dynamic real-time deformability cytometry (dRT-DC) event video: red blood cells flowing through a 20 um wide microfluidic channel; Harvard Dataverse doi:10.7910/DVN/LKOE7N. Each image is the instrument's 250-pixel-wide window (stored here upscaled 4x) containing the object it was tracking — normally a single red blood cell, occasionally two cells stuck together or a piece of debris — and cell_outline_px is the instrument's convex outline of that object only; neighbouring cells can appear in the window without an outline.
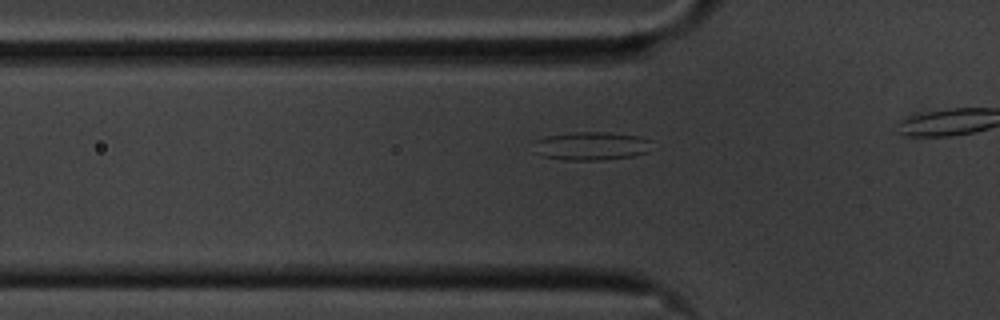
{"species": "common noctule bat (a hibernating species)", "species_latin": "Nyctalus noctula", "temperature_condition": "cold", "stored_images_in_passage": 16, "camera_frame_rate_fps": 3000, "um_per_image_px": 0.085, "animal": {"sex": "male", "body_mass_g": 20.1, "forearm_length_mm": 53.5}, "frame": {"image": 1, "passage_image": 10, "time_ms": 3.0, "image_size_px": [1000, 320], "cell_outline_px": [[652, 140], [648, 152], [632, 156], [604, 160], [564, 160], [544, 156], [532, 152], [536, 140], [548, 136], [576, 132], [612, 132], [640, 136]], "centroid_in_image_um": [50.28, 12.41], "position_along_channel_um": 75.5, "area_um2": 19.71}}